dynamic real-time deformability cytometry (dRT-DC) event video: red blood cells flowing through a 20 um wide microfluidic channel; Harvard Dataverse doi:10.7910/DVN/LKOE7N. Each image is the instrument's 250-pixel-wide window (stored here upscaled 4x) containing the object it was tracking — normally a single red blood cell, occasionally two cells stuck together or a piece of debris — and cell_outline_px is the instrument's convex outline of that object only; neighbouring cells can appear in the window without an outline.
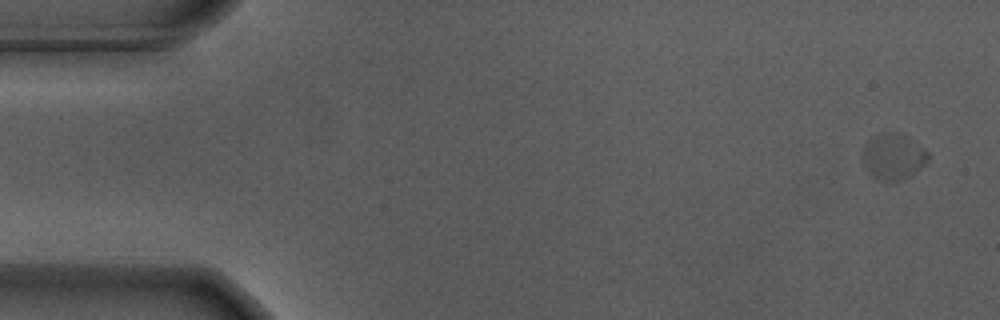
{"species": "Egyptian fruit bat (a non-hibernating species)", "species_latin": "Rousettus aegyptiacus", "temperature_condition": "warm", "stored_images_in_passage": 11, "camera_frame_rate_fps": 3000, "um_per_image_px": 0.085, "animal": {"sex": "male"}, "frame": {"image": 1, "passage_image": 2, "time_ms": 0.333, "image_size_px": [1000, 320], "cell_outline_px": [[928, 160], [924, 164], [892, 180], [884, 180], [876, 176], [864, 164], [864, 144], [868, 140], [880, 132], [900, 132], [928, 152]], "centroid_in_image_um": [75.89, 13.19], "position_along_channel_um": 9.1, "area_um2": 16.18}}